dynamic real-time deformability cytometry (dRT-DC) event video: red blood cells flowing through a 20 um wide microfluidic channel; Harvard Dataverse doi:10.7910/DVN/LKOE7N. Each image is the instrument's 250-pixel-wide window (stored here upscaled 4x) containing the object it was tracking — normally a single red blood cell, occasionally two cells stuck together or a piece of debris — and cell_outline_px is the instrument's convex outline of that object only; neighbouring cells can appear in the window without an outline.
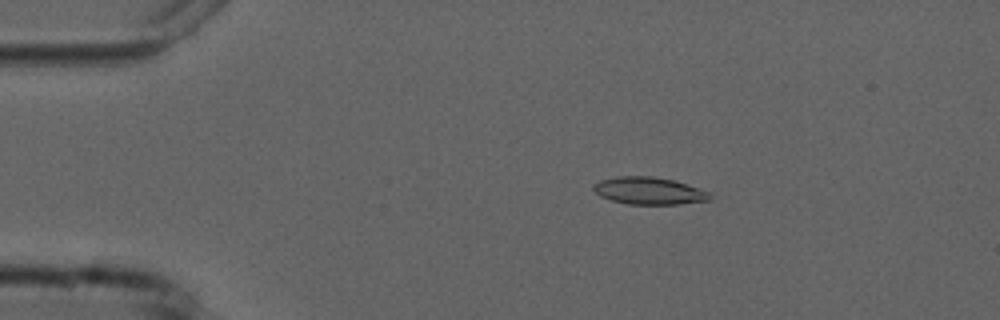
{"species": "common noctule bat (a hibernating species)", "species_latin": "Nyctalus noctula", "temperature_condition": "cold", "stored_images_in_passage": 3, "camera_frame_rate_fps": 3000, "um_per_image_px": 0.085, "animal": {"sex": "male", "forearm_length_mm": 52.5}, "frame": {"image": 1, "passage_image": 2, "time_ms": 1.0, "image_size_px": [1000, 320], "cell_outline_px": [[712, 200], [680, 204], [628, 204], [612, 200], [600, 196], [592, 188], [592, 184], [600, 180], [616, 176], [652, 176], [672, 180], [708, 192], [712, 196]], "centroid_in_image_um": [55.13, 16.22], "position_along_channel_um": 29.9, "area_um2": 18.38}}